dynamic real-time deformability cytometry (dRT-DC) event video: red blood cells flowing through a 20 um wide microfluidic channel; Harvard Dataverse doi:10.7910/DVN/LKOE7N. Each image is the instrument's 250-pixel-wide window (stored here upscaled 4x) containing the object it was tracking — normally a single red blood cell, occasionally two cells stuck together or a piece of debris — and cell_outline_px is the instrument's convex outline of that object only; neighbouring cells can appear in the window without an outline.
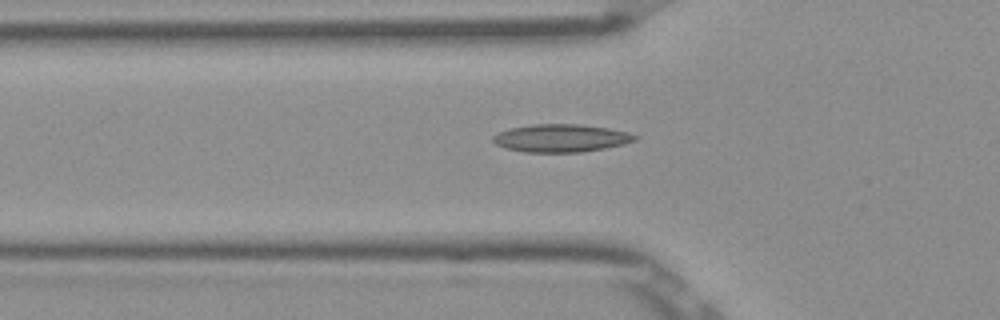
{"species": "Egyptian fruit bat (a non-hibernating species)", "species_latin": "Rousettus aegyptiacus", "temperature_condition": "room temperature", "stored_images_in_passage": 48, "camera_frame_rate_fps": 3000, "um_per_image_px": 0.085, "frame": {"image": 1, "passage_image": 18, "time_ms": 5.667, "image_size_px": [1000, 320], "cell_outline_px": [[640, 136], [636, 140], [624, 144], [604, 148], [580, 152], [524, 152], [504, 148], [496, 144], [492, 140], [492, 136], [500, 132], [512, 128], [532, 124], [580, 124], [608, 128], [628, 132]], "centroid_in_image_um": [47.7, 11.74], "position_along_channel_um": 78.1, "area_um2": 23.0}}
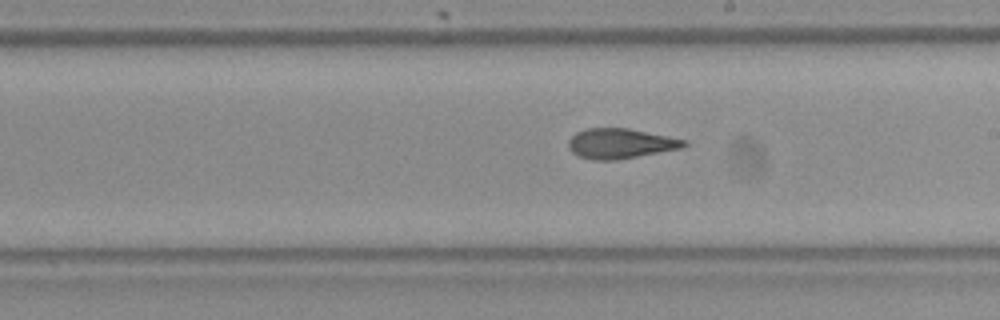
{"frame": {"image": 2, "passage_image": 30, "time_ms": 9.667, "image_size_px": [1000, 320], "cell_outline_px": [[688, 144], [680, 148], [616, 160], [592, 160], [576, 156], [568, 148], [568, 140], [576, 132], [584, 128], [628, 128], [688, 140]], "centroid_in_image_um": [52.69, 12.19], "position_along_channel_um": 236.3, "area_um2": 20.29}}
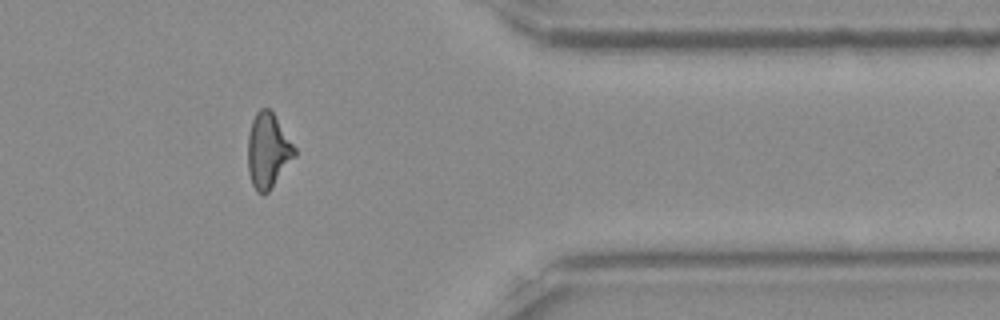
{"frame": {"image": 3, "passage_image": 43, "time_ms": 14.0, "image_size_px": [1000, 320], "cell_outline_px": [[296, 156], [268, 192], [256, 192], [252, 184], [248, 172], [248, 132], [252, 120], [256, 112], [260, 108], [268, 108], [272, 112], [296, 148]], "centroid_in_image_um": [22.77, 12.8], "position_along_channel_um": 388.6, "area_um2": 20.29}}